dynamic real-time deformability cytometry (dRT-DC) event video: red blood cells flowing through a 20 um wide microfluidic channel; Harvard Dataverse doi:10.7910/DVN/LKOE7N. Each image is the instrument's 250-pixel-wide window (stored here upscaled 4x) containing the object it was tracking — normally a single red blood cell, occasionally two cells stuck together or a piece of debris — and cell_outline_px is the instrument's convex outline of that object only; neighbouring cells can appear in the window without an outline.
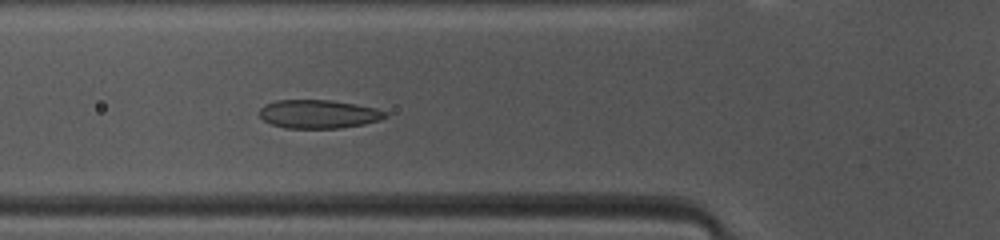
{"species": "common noctule bat (a hibernating species)", "species_latin": "Nyctalus noctula", "temperature_condition": "warm", "stored_images_in_passage": 27, "camera_frame_rate_fps": 3000, "um_per_image_px": 0.085, "animal": {"sex": "female", "body_mass_g": 10.0, "forearm_length_mm": 53.1}, "frame": {"image": 1, "passage_image": 6, "time_ms": 1.667, "image_size_px": [1000, 240], "cell_outline_px": [[388, 116], [380, 120], [364, 124], [340, 128], [284, 128], [272, 124], [264, 120], [260, 116], [260, 108], [264, 104], [276, 100], [332, 100], [356, 104], [376, 108], [388, 112]], "centroid_in_image_um": [27.1, 9.69], "position_along_channel_um": 98.7, "area_um2": 21.04}}
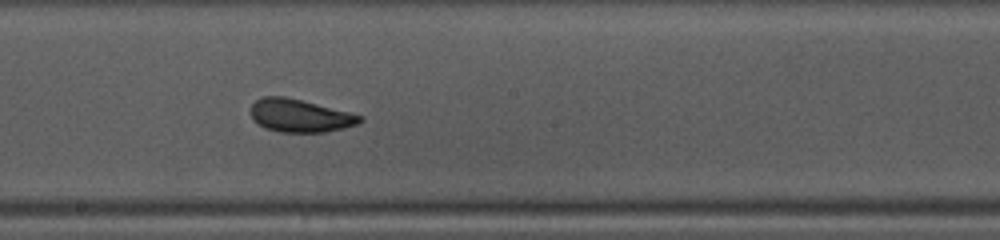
{"frame": {"image": 2, "passage_image": 15, "time_ms": 4.667, "image_size_px": [1000, 240], "cell_outline_px": [[364, 120], [356, 124], [344, 128], [324, 132], [280, 132], [264, 128], [252, 120], [252, 104], [256, 100], [264, 96], [284, 96], [364, 116]], "centroid_in_image_um": [25.48, 9.84], "position_along_channel_um": 222.7, "area_um2": 20.75}}
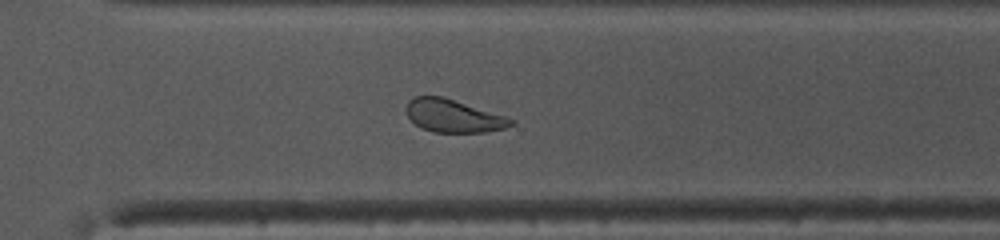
{"frame": {"image": 3, "passage_image": 23, "time_ms": 7.333, "image_size_px": [1000, 240], "cell_outline_px": [[516, 124], [504, 128], [484, 132], [432, 132], [420, 128], [408, 116], [404, 108], [408, 100], [416, 96], [444, 96], [508, 116], [516, 120]], "centroid_in_image_um": [38.56, 9.84], "position_along_channel_um": 332.0, "area_um2": 20.46}, "authors_computed_cell_mechanics": {"area_um2": 21.0392, "velocity_mm_per_s": 4.1204, "shape_relaxation_time_tau1_ms": 3.5287, "shape_relaxation_time_tau2_ms": 0.9893, "deformation_change_tau1": 0.1007, "deformation_change_tau2": 0.0682}}